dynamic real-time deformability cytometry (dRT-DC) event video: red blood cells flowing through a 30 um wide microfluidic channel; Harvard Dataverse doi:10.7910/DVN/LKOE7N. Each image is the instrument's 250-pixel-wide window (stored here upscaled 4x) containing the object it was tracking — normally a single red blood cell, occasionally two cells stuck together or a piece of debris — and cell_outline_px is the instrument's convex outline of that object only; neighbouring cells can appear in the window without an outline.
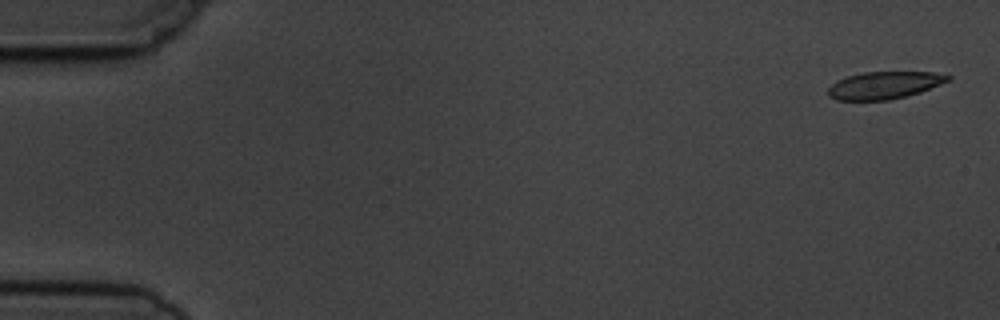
{"species": "common noctule bat (a hibernating species)", "species_latin": "Nyctalus noctula", "temperature_condition": "cold", "stored_images_in_passage": 5, "camera_frame_rate_fps": 3000, "um_per_image_px": 0.085, "animal": {"sex": "male", "body_mass_g": 19.5, "forearm_length_mm": 54.6}, "frame": {"image": 1, "passage_image": 1, "time_ms": 0.0, "image_size_px": [1000, 320], "cell_outline_px": [[952, 80], [920, 92], [888, 100], [836, 100], [828, 96], [828, 88], [836, 80], [848, 76], [864, 72], [932, 72], [952, 76]], "centroid_in_image_um": [75.16, 7.24], "position_along_channel_um": 9.8, "area_um2": 19.07}}
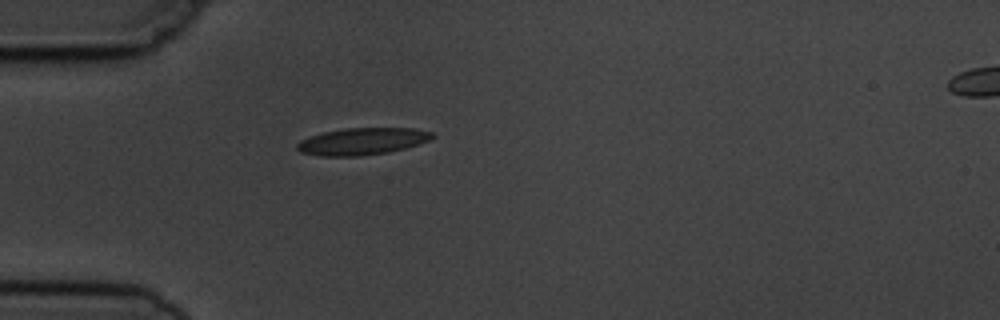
{"frame": {"image": 2, "passage_image": 5, "time_ms": 4.667, "image_size_px": [1000, 320], "cell_outline_px": [[436, 136], [428, 140], [404, 148], [388, 152], [360, 156], [320, 156], [300, 152], [296, 148], [296, 144], [300, 140], [324, 132], [344, 128], [412, 128], [432, 132]], "centroid_in_image_um": [30.76, 12.01], "position_along_channel_um": 54.2, "area_um2": 21.1}}